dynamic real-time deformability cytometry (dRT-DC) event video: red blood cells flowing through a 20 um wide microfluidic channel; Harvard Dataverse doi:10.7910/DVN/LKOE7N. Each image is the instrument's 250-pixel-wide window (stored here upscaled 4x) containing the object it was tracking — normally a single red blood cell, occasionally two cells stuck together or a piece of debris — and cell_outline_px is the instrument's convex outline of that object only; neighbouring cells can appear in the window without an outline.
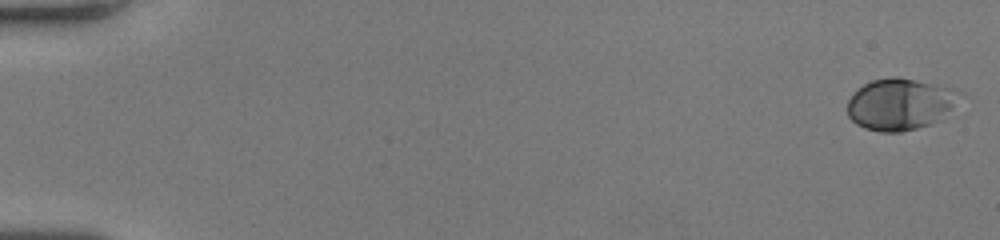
{"species": "human", "species_latin": "Homo sapiens", "temperature_condition": "room temperature", "stored_images_in_passage": 53, "camera_frame_rate_fps": 3000, "um_per_image_px": 0.085, "donor": {"sex": "female"}, "frame": {"image": 1, "passage_image": 1, "time_ms": 0.0, "image_size_px": [1000, 240], "cell_outline_px": [[964, 92], [940, 120], [916, 128], [900, 132], [880, 132], [864, 128], [856, 124], [848, 116], [848, 100], [864, 84], [872, 80], [892, 76], [900, 76], [956, 88]], "centroid_in_image_um": [76.53, 8.83], "position_along_channel_um": 8.5, "area_um2": 33.81}}
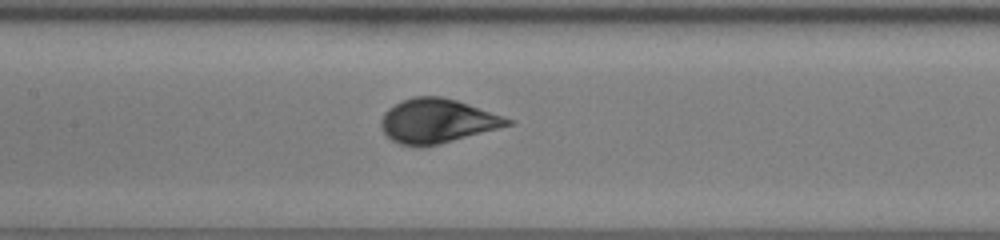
{"frame": {"image": 2, "passage_image": 27, "time_ms": 8.667, "image_size_px": [1000, 240], "cell_outline_px": [[516, 120], [512, 124], [440, 144], [420, 148], [400, 144], [392, 140], [380, 128], [380, 120], [384, 112], [388, 108], [412, 96], [440, 96], [456, 100]], "centroid_in_image_um": [37.13, 10.29], "position_along_channel_um": 170.3, "area_um2": 32.6}}
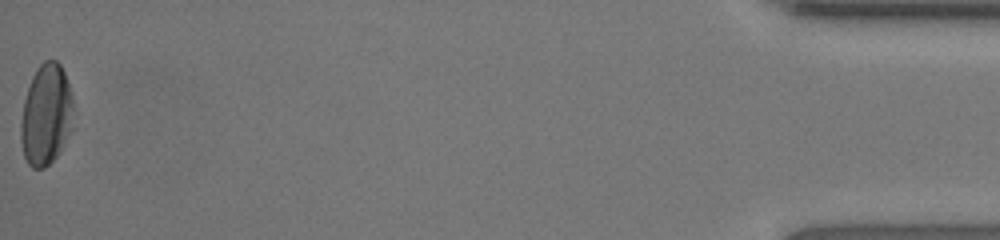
{"frame": {"image": 3, "passage_image": 53, "time_ms": 17.333, "image_size_px": [1000, 240], "cell_outline_px": [[76, 128], [60, 152], [44, 168], [32, 168], [28, 164], [24, 156], [20, 140], [20, 124], [24, 100], [32, 76], [36, 68], [44, 60], [56, 60], [60, 64], [64, 72], [76, 108]], "centroid_in_image_um": [3.98, 9.78], "position_along_channel_um": 431.2, "area_um2": 32.08}, "authors_computed_cell_mechanics": {"area_um2": 31.7322, "velocity_mm_per_s": 4.0722, "shape_relaxation_time_tau1_ms": 2.9997, "shape_relaxation_time_tau2_ms": null, "deformation_change_tau1": 0.1559, "deformation_change_tau2": null}}